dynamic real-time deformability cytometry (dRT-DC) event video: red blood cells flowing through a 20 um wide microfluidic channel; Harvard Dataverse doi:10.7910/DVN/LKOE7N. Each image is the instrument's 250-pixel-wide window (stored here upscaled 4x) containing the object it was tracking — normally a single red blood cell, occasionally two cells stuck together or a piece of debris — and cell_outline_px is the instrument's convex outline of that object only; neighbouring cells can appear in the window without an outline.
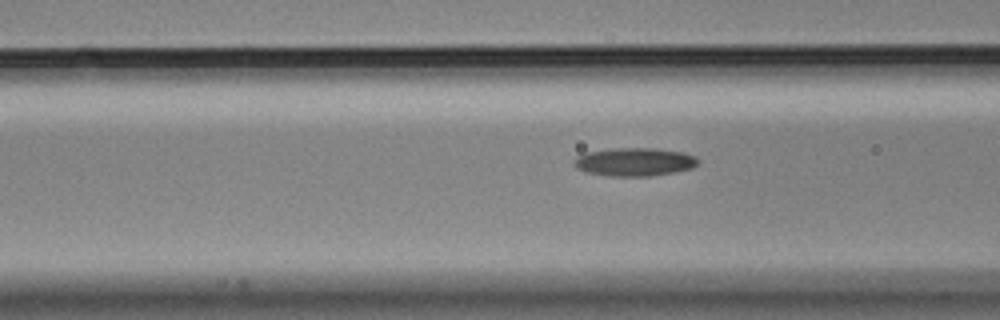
{"species": "Egyptian fruit bat (a non-hibernating species)", "species_latin": "Rousettus aegyptiacus", "temperature_condition": "cold", "stored_images_in_passage": 30, "segment_of_instrument_passage": [1, 2], "camera_frame_rate_fps": 3000, "um_per_image_px": 0.085, "animal": {"sex": "male"}, "frame": {"image": 1, "passage_image": 7, "time_ms": 2.0, "image_size_px": [1000, 320], "cell_outline_px": [[700, 160], [692, 168], [676, 172], [652, 176], [608, 176], [588, 172], [576, 168], [572, 164], [576, 156], [584, 152], [616, 148], [656, 148], [684, 152], [696, 156]], "centroid_in_image_um": [53.94, 13.76], "position_along_channel_um": 112.7, "area_um2": 20.69}}
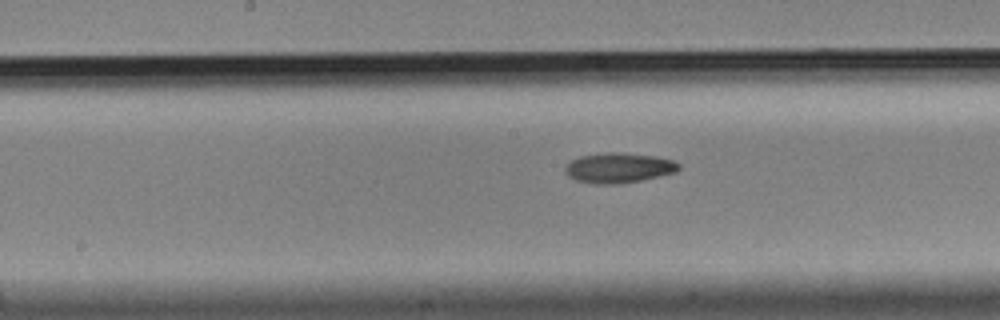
{"frame": {"image": 2, "passage_image": 14, "time_ms": 4.333, "image_size_px": [1000, 320], "cell_outline_px": [[680, 168], [676, 172], [660, 176], [640, 180], [616, 184], [596, 184], [576, 180], [568, 176], [564, 172], [564, 168], [572, 160], [580, 156], [608, 152], [616, 152], [656, 156], [676, 160], [680, 164]], "centroid_in_image_um": [52.61, 14.26], "position_along_channel_um": 195.6, "area_um2": 19.94}}
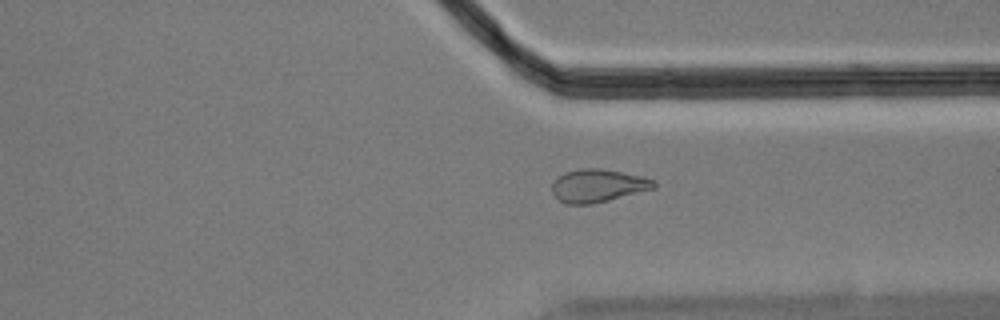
{"frame": {"image": 3, "passage_image": 28, "time_ms": 9.0, "image_size_px": [1000, 320], "cell_outline_px": [[656, 188], [608, 200], [588, 204], [564, 204], [552, 192], [552, 184], [556, 176], [564, 172], [580, 168], [600, 168], [644, 176], [652, 180], [656, 184]], "centroid_in_image_um": [50.8, 15.76], "position_along_channel_um": 360.6, "area_um2": 19.59}}